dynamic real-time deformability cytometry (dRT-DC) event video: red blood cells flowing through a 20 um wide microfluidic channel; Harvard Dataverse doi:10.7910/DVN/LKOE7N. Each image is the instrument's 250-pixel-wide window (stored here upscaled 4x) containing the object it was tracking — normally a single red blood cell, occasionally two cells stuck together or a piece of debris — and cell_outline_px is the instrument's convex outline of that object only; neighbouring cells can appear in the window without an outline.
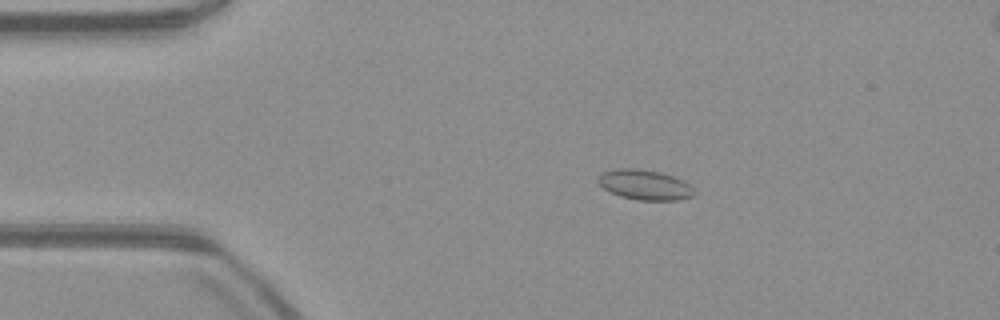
{"species": "common noctule bat (a hibernating species)", "species_latin": "Nyctalus noctula", "temperature_condition": "warm", "stored_images_in_passage": 41, "camera_frame_rate_fps": 3000, "um_per_image_px": 0.085, "animal": {"sex": "male", "body_mass_g": 23.1, "forearm_length_mm": 52.7}, "frame": {"image": 1, "passage_image": 6, "time_ms": 1.667, "image_size_px": [1000, 320], "cell_outline_px": [[696, 192], [692, 196], [680, 200], [636, 200], [620, 196], [604, 188], [596, 180], [604, 172], [616, 168], [636, 168], [660, 172], [684, 180]], "centroid_in_image_um": [54.82, 15.71], "position_along_channel_um": 30.2, "area_um2": 16.76}}
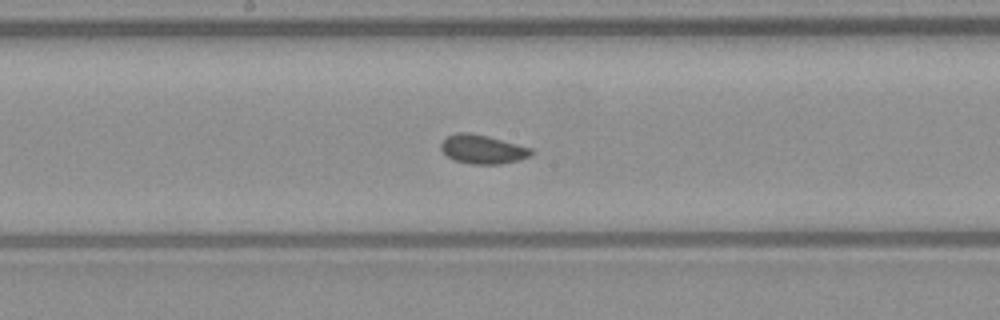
{"frame": {"image": 2, "passage_image": 23, "time_ms": 7.333, "image_size_px": [1000, 320], "cell_outline_px": [[536, 152], [532, 156], [520, 160], [500, 164], [472, 164], [452, 160], [440, 148], [440, 144], [448, 136], [456, 132], [468, 132], [488, 136], [532, 148]], "centroid_in_image_um": [41.06, 12.69], "position_along_channel_um": 207.1, "area_um2": 15.37}}
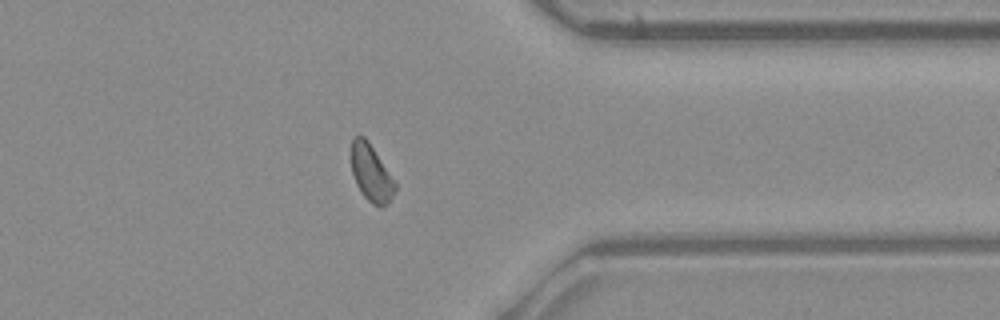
{"frame": {"image": 3, "passage_image": 37, "time_ms": 12.0, "image_size_px": [1000, 320], "cell_outline_px": [[396, 188], [388, 204], [380, 208], [372, 204], [360, 192], [356, 184], [352, 172], [352, 136], [364, 136], [368, 140], [396, 184]], "centroid_in_image_um": [31.54, 14.73], "position_along_channel_um": 379.9, "area_um2": 14.33}, "authors_computed_cell_mechanics": {"area_um2": 15.2014, "velocity_mm_per_s": 3.9404, "shape_relaxation_time_tau1_ms": null, "shape_relaxation_time_tau2_ms": 1.0526, "deformation_change_tau1": null, "deformation_change_tau2": 0.0543}}